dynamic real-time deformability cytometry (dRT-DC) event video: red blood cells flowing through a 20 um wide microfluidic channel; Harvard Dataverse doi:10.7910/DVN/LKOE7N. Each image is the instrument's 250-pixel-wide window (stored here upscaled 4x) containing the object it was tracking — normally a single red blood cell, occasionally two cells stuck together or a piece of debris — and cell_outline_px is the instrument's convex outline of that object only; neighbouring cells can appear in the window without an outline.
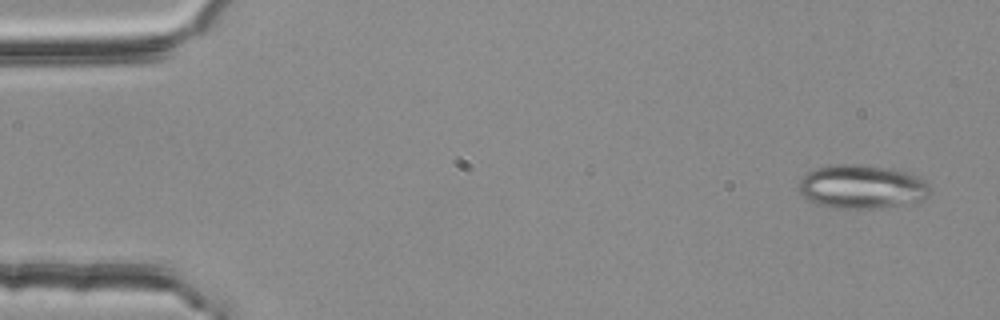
{"species": "common noctule bat (a hibernating species)", "species_latin": "Nyctalus noctula", "temperature_condition": "room temperature", "stored_images_in_passage": 4, "camera_frame_rate_fps": 3000, "um_per_image_px": 0.085, "animal": {"sex": "female", "body_mass_g": 25.1}, "frame": {"image": 1, "passage_image": 1, "time_ms": 0.0, "image_size_px": [1000, 320], "cell_outline_px": [[928, 196], [924, 200], [912, 204], [876, 208], [836, 208], [820, 204], [808, 200], [796, 188], [800, 180], [808, 172], [816, 168], [836, 164], [852, 164], [892, 168], [908, 172], [924, 180], [928, 184]], "centroid_in_image_um": [73.27, 15.88], "position_along_channel_um": 11.7, "area_um2": 33.58}}